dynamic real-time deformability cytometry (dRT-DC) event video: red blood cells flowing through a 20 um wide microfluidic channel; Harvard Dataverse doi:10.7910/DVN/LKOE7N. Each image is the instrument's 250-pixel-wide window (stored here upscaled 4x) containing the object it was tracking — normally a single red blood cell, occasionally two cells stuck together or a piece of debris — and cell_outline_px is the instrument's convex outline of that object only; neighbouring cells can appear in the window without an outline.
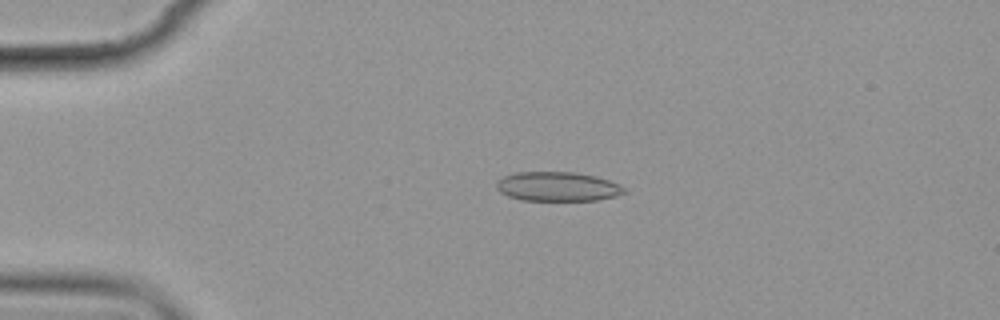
{"species": "common noctule bat (a hibernating species)", "species_latin": "Nyctalus noctula", "temperature_condition": "cold", "stored_images_in_passage": 4, "camera_frame_rate_fps": 3000, "um_per_image_px": 0.085, "animal": {"sex": "female", "body_mass_g": 19.9}, "frame": {"image": 1, "passage_image": 3, "time_ms": 2.333, "image_size_px": [1000, 320], "cell_outline_px": [[628, 192], [616, 196], [596, 200], [520, 200], [508, 196], [500, 192], [496, 188], [496, 180], [504, 176], [516, 172], [572, 172], [596, 176], [620, 184], [628, 188]], "centroid_in_image_um": [47.41, 15.85], "position_along_channel_um": 37.6, "area_um2": 22.02}}